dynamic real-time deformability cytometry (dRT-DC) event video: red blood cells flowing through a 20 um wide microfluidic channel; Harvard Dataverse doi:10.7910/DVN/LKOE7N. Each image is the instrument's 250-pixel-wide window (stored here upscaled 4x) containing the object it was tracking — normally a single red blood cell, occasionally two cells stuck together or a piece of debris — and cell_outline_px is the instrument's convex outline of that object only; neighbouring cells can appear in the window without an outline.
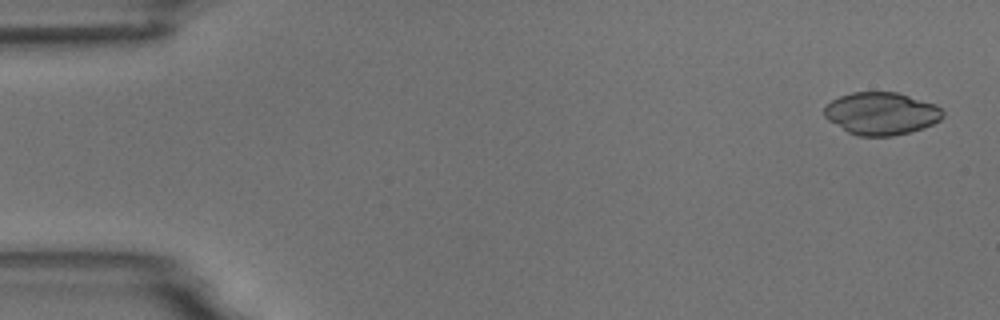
{"species": "common noctule bat (a hibernating species)", "species_latin": "Nyctalus noctula", "temperature_condition": "room temperature", "stored_images_in_passage": 6, "camera_frame_rate_fps": 3000, "um_per_image_px": 0.085, "animal": {"sex": "male", "body_mass_g": 18.8}, "frame": {"image": 1, "passage_image": 1, "time_ms": 0.0, "image_size_px": [1000, 320], "cell_outline_px": [[944, 116], [940, 120], [924, 128], [892, 136], [860, 136], [848, 132], [828, 120], [824, 116], [824, 108], [832, 100], [840, 96], [852, 92], [896, 92], [936, 104], [944, 112]], "centroid_in_image_um": [74.92, 9.65], "position_along_channel_um": 10.1, "area_um2": 29.3}}